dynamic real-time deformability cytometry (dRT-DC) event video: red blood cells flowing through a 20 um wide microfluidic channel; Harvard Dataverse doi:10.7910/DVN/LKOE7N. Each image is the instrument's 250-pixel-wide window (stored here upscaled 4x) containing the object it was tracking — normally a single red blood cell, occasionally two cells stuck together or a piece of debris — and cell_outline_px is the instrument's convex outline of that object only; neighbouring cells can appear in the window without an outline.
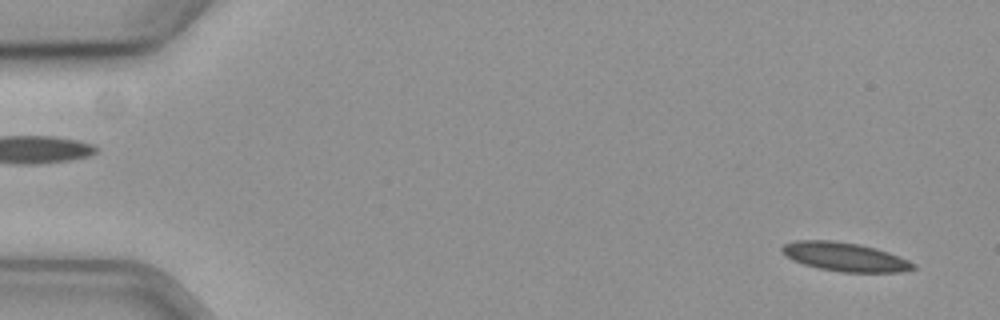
{"species": "common noctule bat (a hibernating species)", "species_latin": "Nyctalus noctula", "temperature_condition": "cold", "stored_images_in_passage": 57, "camera_frame_rate_fps": 3000, "um_per_image_px": 0.085, "animal": {"sex": "female", "body_mass_g": 19.3, "forearm_length_mm": 54.1}, "frame": {"image": 1, "passage_image": 3, "time_ms": 0.667, "image_size_px": [1000, 320], "cell_outline_px": [[916, 268], [900, 272], [844, 272], [820, 268], [804, 264], [792, 260], [780, 248], [784, 244], [796, 240], [832, 240], [860, 244], [876, 248], [888, 252], [908, 260], [916, 264]], "centroid_in_image_um": [71.83, 21.82], "position_along_channel_um": 13.2, "area_um2": 21.85}}
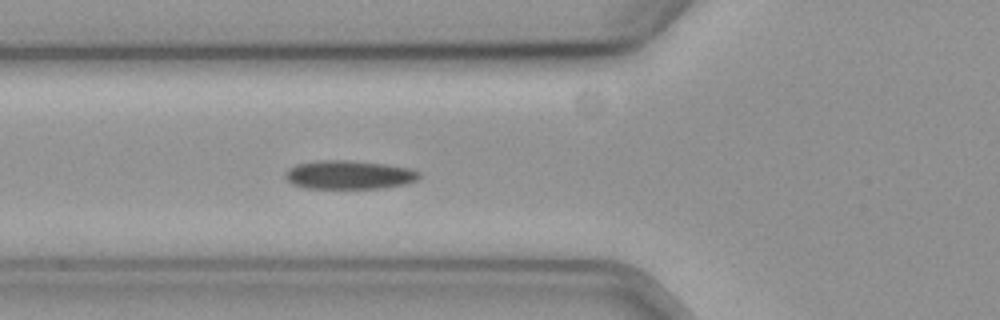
{"frame": {"image": 2, "passage_image": 21, "time_ms": 6.667, "image_size_px": [1000, 320], "cell_outline_px": [[420, 176], [416, 180], [404, 184], [384, 188], [304, 188], [292, 184], [284, 176], [284, 172], [288, 168], [296, 164], [324, 160], [344, 160], [384, 164], [408, 168], [420, 172]], "centroid_in_image_um": [29.63, 14.86], "position_along_channel_um": 96.2, "area_um2": 22.25}}
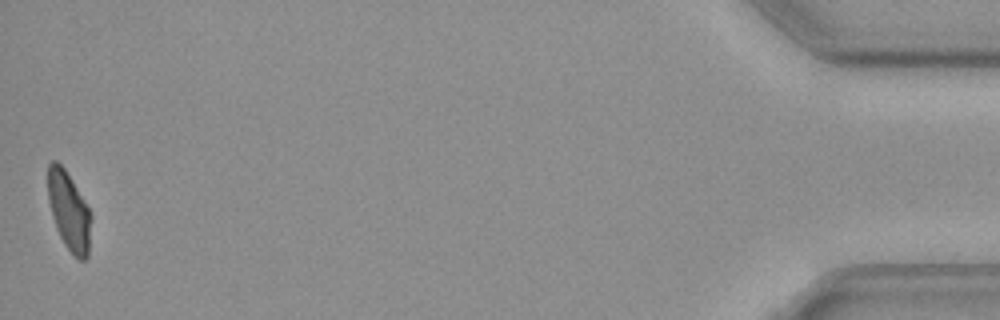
{"frame": {"image": 3, "passage_image": 57, "time_ms": 18.667, "image_size_px": [1000, 320], "cell_outline_px": [[92, 216], [88, 256], [84, 260], [80, 260], [64, 244], [56, 228], [52, 216], [48, 200], [48, 164], [52, 160], [56, 160], [64, 168], [72, 180], [88, 208]], "centroid_in_image_um": [5.86, 17.94], "position_along_channel_um": 429.3, "area_um2": 19.59}}